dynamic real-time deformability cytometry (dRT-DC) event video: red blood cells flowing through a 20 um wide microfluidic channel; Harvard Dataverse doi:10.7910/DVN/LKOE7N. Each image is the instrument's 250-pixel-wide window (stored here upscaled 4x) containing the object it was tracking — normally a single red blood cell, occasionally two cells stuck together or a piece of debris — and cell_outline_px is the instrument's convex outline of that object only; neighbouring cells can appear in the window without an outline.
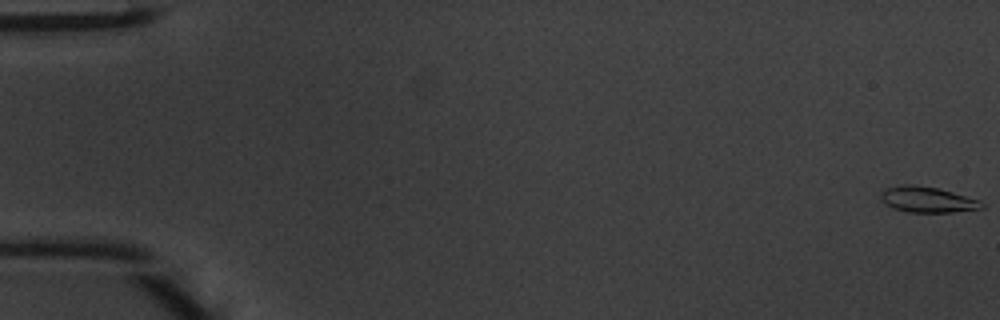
{"species": "common noctule bat (a hibernating species)", "species_latin": "Nyctalus noctula", "temperature_condition": "warm", "stored_images_in_passage": 49, "camera_frame_rate_fps": 3000, "um_per_image_px": 0.085, "animal": {"sex": "male", "body_mass_g": 20.1, "forearm_length_mm": 53.5}, "frame": {"image": 1, "passage_image": 1, "time_ms": 0.0, "image_size_px": [1000, 320], "cell_outline_px": [[984, 208], [952, 212], [908, 212], [892, 208], [884, 204], [880, 200], [880, 192], [888, 188], [904, 184], [912, 184], [940, 188], [980, 200], [984, 204]], "centroid_in_image_um": [78.81, 16.96], "position_along_channel_um": 6.2, "area_um2": 15.32}}
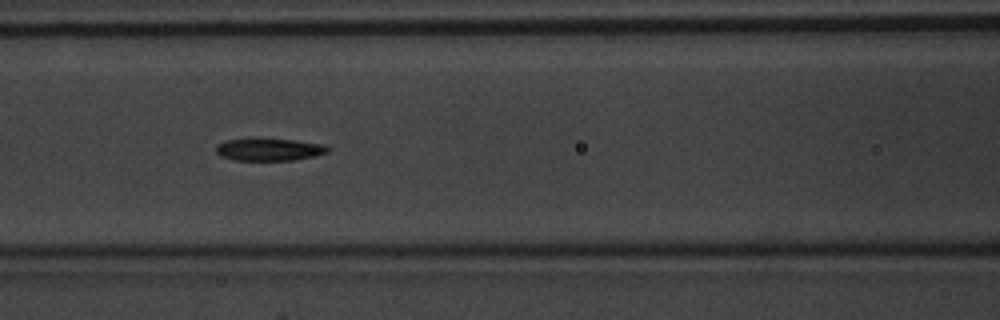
{"frame": {"image": 2, "passage_image": 22, "time_ms": 7.0, "image_size_px": [1000, 320], "cell_outline_px": [[332, 148], [328, 152], [316, 156], [292, 160], [236, 160], [220, 156], [216, 152], [216, 144], [228, 140], [248, 136], [260, 136], [296, 140], [324, 144]], "centroid_in_image_um": [22.87, 12.66], "position_along_channel_um": 143.7, "area_um2": 15.43}}
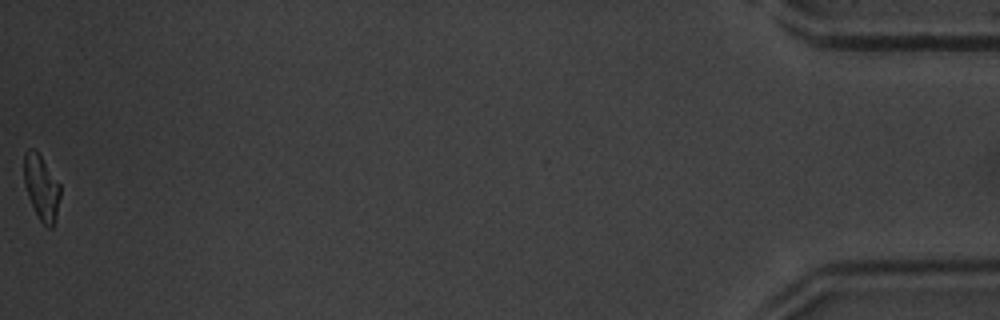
{"frame": {"image": 3, "passage_image": 49, "time_ms": 16.0, "image_size_px": [1000, 320], "cell_outline_px": [[60, 196], [56, 220], [52, 228], [48, 228], [40, 220], [28, 196], [24, 184], [24, 152], [28, 148], [36, 148], [60, 184]], "centroid_in_image_um": [3.52, 15.9], "position_along_channel_um": 431.7, "area_um2": 13.87}, "authors_computed_cell_mechanics": {"area_um2": 14.7968, "velocity_mm_per_s": 4.2496, "shape_relaxation_time_tau1_ms": 2.7632, "shape_relaxation_time_tau2_ms": 4.7683, "deformation_change_tau1": 0.1398, "deformation_change_tau2": 0.1373}}